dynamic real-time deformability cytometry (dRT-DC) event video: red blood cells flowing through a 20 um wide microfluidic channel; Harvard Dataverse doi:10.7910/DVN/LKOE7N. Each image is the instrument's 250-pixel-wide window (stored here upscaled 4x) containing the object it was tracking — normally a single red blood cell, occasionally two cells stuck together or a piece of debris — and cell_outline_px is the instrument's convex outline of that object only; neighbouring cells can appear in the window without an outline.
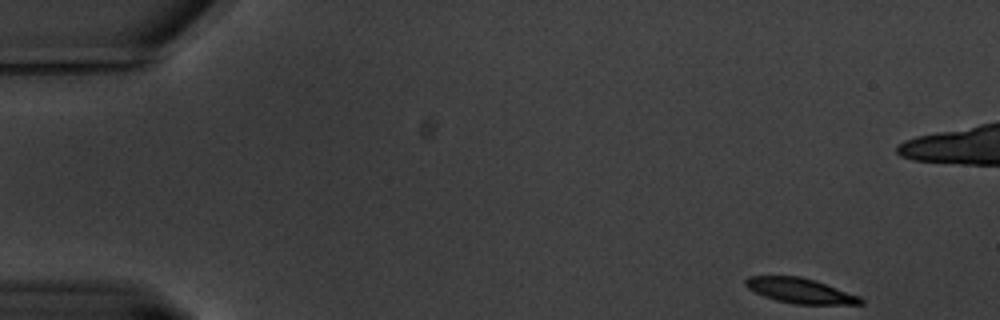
{"species": "common noctule bat (a hibernating species)", "species_latin": "Nyctalus noctula", "temperature_condition": "warm", "stored_images_in_passage": 59, "camera_frame_rate_fps": 3000, "um_per_image_px": 0.085, "animal": {"sex": "male", "body_mass_g": 20.1, "forearm_length_mm": 53.5}, "frame": {"image": 1, "passage_image": 1, "time_ms": 0.0, "image_size_px": [1000, 320], "cell_outline_px": [[864, 304], [796, 304], [776, 300], [764, 296], [748, 288], [744, 284], [744, 280], [748, 276], [800, 276], [816, 280], [860, 296], [864, 300]], "centroid_in_image_um": [68.03, 24.7], "position_along_channel_um": 17.0, "area_um2": 16.82}}
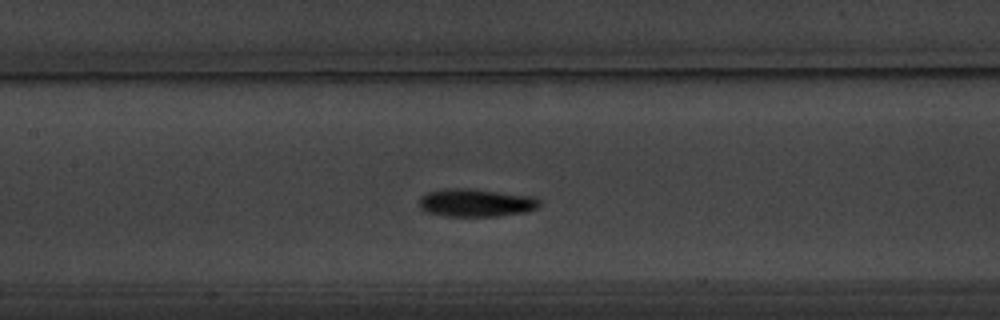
{"frame": {"image": 2, "passage_image": 25, "time_ms": 8.0, "image_size_px": [1000, 320], "cell_outline_px": [[540, 204], [536, 208], [524, 212], [496, 216], [444, 216], [428, 212], [420, 208], [420, 196], [428, 192], [444, 188], [460, 188], [536, 196], [540, 200]], "centroid_in_image_um": [40.45, 17.23], "position_along_channel_um": 167.0, "area_um2": 19.42}}
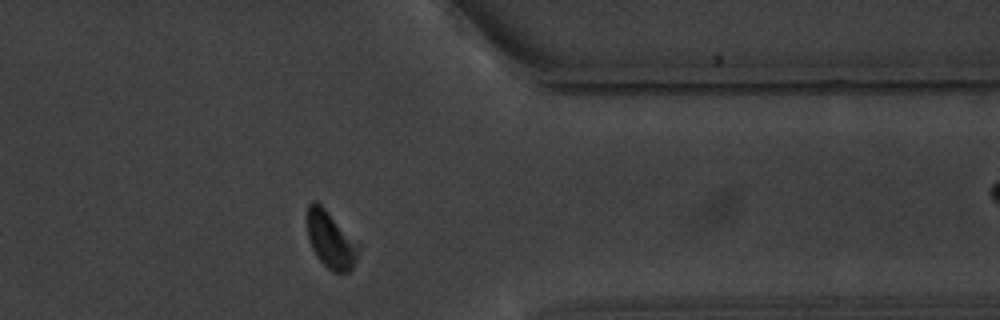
{"frame": {"image": 3, "passage_image": 46, "time_ms": 15.0, "image_size_px": [1000, 320], "cell_outline_px": [[360, 248], [356, 260], [352, 268], [348, 272], [332, 272], [316, 256], [308, 240], [308, 204], [312, 200], [316, 200], [360, 244]], "centroid_in_image_um": [28.12, 20.4], "position_along_channel_um": 383.3, "area_um2": 16.88}, "authors_computed_cell_mechanics": {"area_um2": 17.918, "velocity_mm_per_s": 3.2351, "shape_relaxation_time_tau1_ms": 1.9266, "shape_relaxation_time_tau2_ms": 2.9725, "deformation_change_tau1": 0.1632, "deformation_change_tau2": 0.0912}}